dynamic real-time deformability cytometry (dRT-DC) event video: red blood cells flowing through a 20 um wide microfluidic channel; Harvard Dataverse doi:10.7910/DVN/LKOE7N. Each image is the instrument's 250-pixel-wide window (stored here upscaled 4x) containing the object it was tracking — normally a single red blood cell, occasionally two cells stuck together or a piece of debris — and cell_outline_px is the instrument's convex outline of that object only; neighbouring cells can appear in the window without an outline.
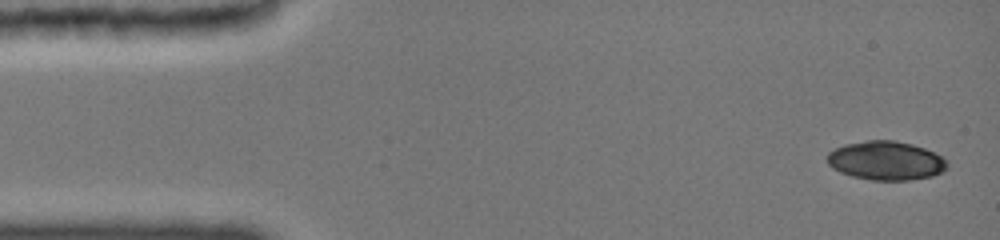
{"species": "common noctule bat (a hibernating species)", "species_latin": "Nyctalus noctula", "temperature_condition": "cold", "stored_images_in_passage": 6, "camera_frame_rate_fps": 3000, "um_per_image_px": 0.085, "animal": {"sex": "female", "body_mass_g": 19.0, "forearm_length_mm": 51.5}, "frame": {"image": 1, "passage_image": 1, "time_ms": 0.0, "image_size_px": [1000, 240], "cell_outline_px": [[948, 168], [932, 176], [908, 180], [872, 180], [852, 176], [840, 172], [832, 168], [828, 164], [828, 152], [836, 148], [848, 144], [868, 140], [892, 140], [912, 144], [924, 148], [948, 160]], "centroid_in_image_um": [75.31, 13.66], "position_along_channel_um": 9.7, "area_um2": 26.99}}